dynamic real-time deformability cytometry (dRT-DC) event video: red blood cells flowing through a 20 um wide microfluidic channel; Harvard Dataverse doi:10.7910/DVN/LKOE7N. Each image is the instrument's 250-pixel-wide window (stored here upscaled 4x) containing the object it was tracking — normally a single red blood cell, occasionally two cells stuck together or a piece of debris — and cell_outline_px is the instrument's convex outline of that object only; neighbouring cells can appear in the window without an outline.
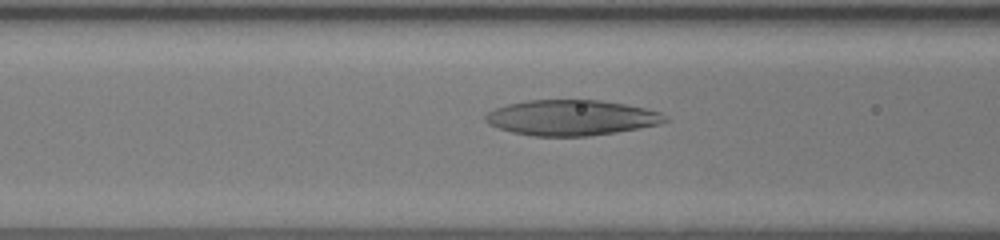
{"species": "human", "species_latin": "Homo sapiens", "temperature_condition": "room temperature", "stored_images_in_passage": 49, "camera_frame_rate_fps": 3000, "um_per_image_px": 0.085, "donor": {"sex": "female"}, "frame": {"image": 1, "passage_image": 21, "time_ms": 6.667, "image_size_px": [1000, 240], "cell_outline_px": [[668, 120], [660, 124], [616, 132], [588, 136], [532, 136], [512, 132], [488, 124], [484, 120], [484, 116], [488, 112], [496, 108], [508, 104], [524, 100], [600, 100], [624, 104], [644, 108], [660, 112], [668, 116]], "centroid_in_image_um": [48.56, 10.0], "position_along_channel_um": 118.0, "area_um2": 37.11}}
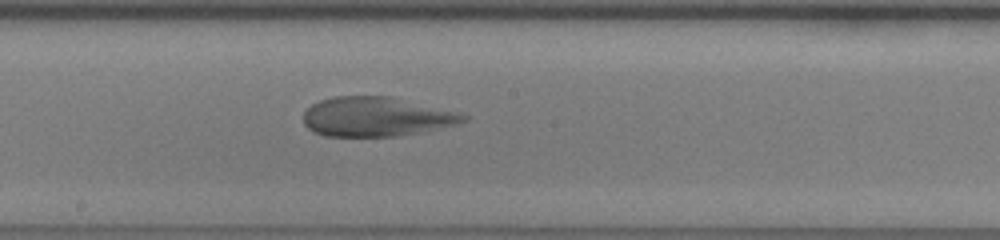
{"frame": {"image": 2, "passage_image": 28, "time_ms": 9.0, "image_size_px": [1000, 240], "cell_outline_px": [[468, 120], [456, 124], [416, 132], [392, 136], [324, 136], [308, 128], [304, 124], [304, 112], [312, 104], [320, 100], [332, 96], [392, 96], [468, 116]], "centroid_in_image_um": [31.89, 9.91], "position_along_channel_um": 216.3, "area_um2": 36.07}}
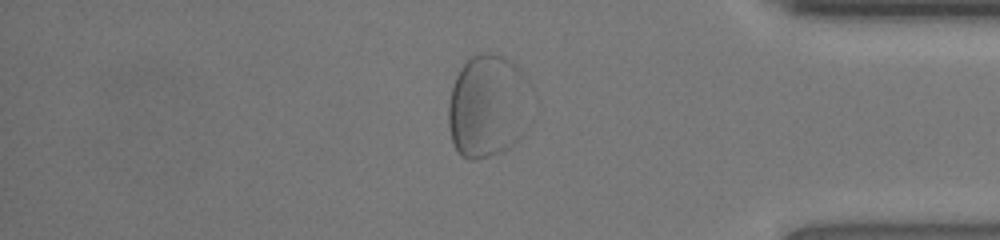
{"frame": {"image": 3, "passage_image": 42, "time_ms": 13.667, "image_size_px": [1000, 240], "cell_outline_px": [[532, 120], [528, 128], [520, 140], [508, 148], [500, 152], [476, 160], [468, 160], [452, 144], [448, 128], [448, 104], [452, 88], [456, 76], [460, 68], [472, 56], [480, 52], [488, 52], [504, 56], [520, 68], [524, 72], [532, 84]], "centroid_in_image_um": [41.55, 9.01], "position_along_channel_um": 393.6, "area_um2": 51.62}}